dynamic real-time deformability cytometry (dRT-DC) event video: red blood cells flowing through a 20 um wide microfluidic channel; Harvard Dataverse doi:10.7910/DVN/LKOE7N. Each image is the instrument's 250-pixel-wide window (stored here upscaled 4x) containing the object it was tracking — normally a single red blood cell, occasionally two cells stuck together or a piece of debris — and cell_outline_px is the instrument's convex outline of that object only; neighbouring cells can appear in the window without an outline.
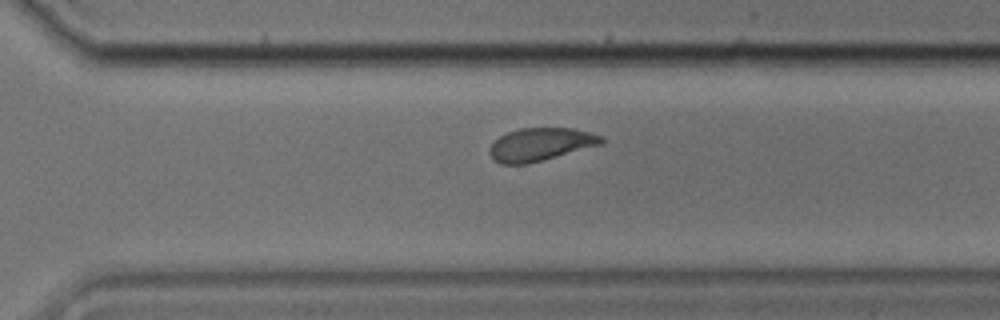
{"species": "common noctule bat (a hibernating species)", "species_latin": "Nyctalus noctula", "temperature_condition": "cold", "stored_images_in_passage": 33, "camera_frame_rate_fps": 3000, "um_per_image_px": 0.085, "animal": {"sex": "male", "body_mass_g": 17.9, "forearm_length_mm": 54.2}, "frame": {"image": 1, "passage_image": 28, "time_ms": 9.0, "image_size_px": [1000, 320], "cell_outline_px": [[604, 144], [528, 164], [500, 164], [492, 160], [488, 152], [488, 148], [500, 136], [508, 132], [520, 128], [572, 128], [588, 132], [600, 136], [604, 140]], "centroid_in_image_um": [45.91, 12.29], "position_along_channel_um": 324.7, "area_um2": 21.56}}